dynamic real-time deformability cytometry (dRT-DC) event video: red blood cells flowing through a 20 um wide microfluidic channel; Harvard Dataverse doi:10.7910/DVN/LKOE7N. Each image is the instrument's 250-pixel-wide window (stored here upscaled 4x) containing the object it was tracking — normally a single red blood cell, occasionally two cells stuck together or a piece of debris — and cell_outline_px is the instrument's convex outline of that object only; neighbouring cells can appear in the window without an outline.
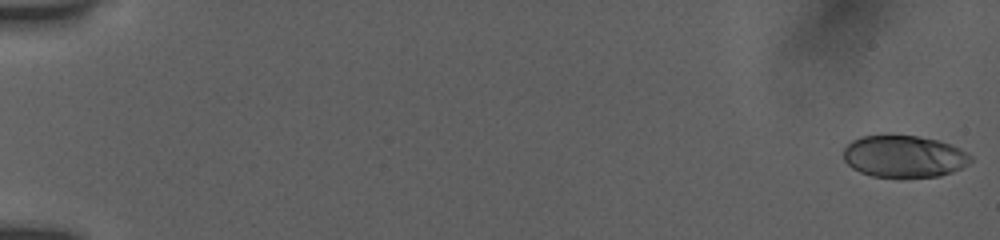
{"species": "human", "species_latin": "Homo sapiens", "temperature_condition": "room temperature", "stored_images_in_passage": 54, "camera_frame_rate_fps": 3000, "um_per_image_px": 0.085, "donor": {"sex": "female"}, "frame": {"image": 1, "passage_image": 1, "time_ms": 0.0, "image_size_px": [1000, 240], "cell_outline_px": [[972, 160], [968, 164], [952, 172], [940, 176], [872, 176], [860, 172], [852, 168], [844, 160], [844, 148], [852, 140], [860, 136], [884, 132], [892, 132], [940, 140], [952, 144], [968, 152], [972, 156]], "centroid_in_image_um": [76.83, 13.23], "position_along_channel_um": 8.2, "area_um2": 31.85}}
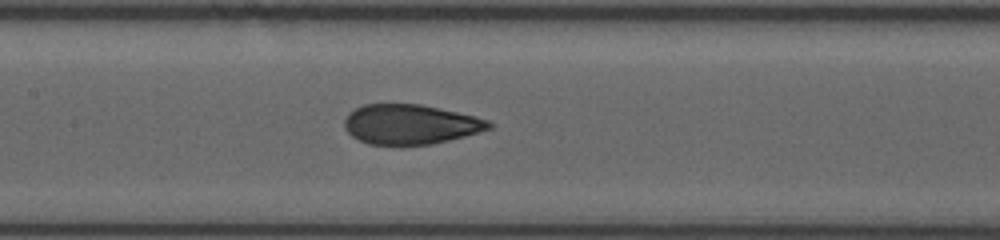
{"frame": {"image": 2, "passage_image": 28, "time_ms": 9.0, "image_size_px": [1000, 240], "cell_outline_px": [[492, 128], [464, 136], [432, 144], [368, 144], [352, 136], [344, 128], [344, 120], [348, 112], [364, 104], [420, 104], [476, 116], [488, 120], [492, 124]], "centroid_in_image_um": [34.86, 10.56], "position_along_channel_um": 172.5, "area_um2": 33.29}}
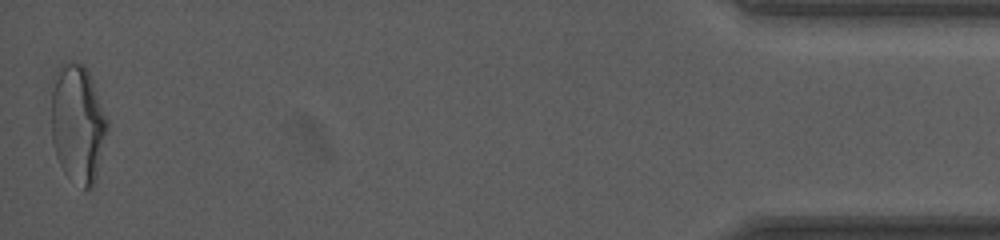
{"frame": {"image": 3, "passage_image": 54, "time_ms": 17.667, "image_size_px": [1000, 240], "cell_outline_px": [[108, 128], [96, 180], [92, 188], [88, 192], [68, 176], [64, 172], [56, 156], [52, 140], [52, 76], [56, 68], [60, 64], [68, 60], [84, 64], [92, 80], [108, 120]], "centroid_in_image_um": [6.6, 10.49], "position_along_channel_um": 428.6, "area_um2": 39.07}, "authors_computed_cell_mechanics": {"area_um2": 33.8419, "velocity_mm_per_s": 3.8887, "shape_relaxation_time_tau1_ms": 8.4805, "shape_relaxation_time_tau2_ms": 0.8514, "deformation_change_tau1": 0.2469, "deformation_change_tau2": 0.0731}}